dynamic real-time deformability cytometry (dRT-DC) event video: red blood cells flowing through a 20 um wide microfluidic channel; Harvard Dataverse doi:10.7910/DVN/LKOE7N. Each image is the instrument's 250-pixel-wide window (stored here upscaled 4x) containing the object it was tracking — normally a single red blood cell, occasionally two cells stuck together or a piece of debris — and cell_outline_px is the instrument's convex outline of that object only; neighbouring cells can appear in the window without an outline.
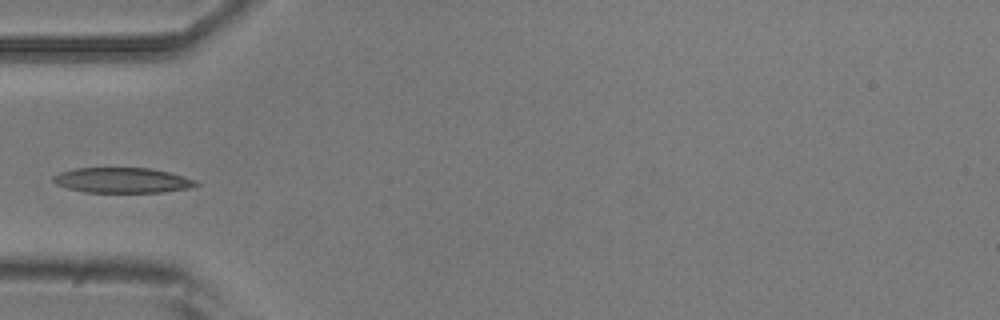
{"species": "common noctule bat (a hibernating species)", "species_latin": "Nyctalus noctula", "temperature_condition": "room temperature", "stored_images_in_passage": 6, "camera_frame_rate_fps": 3000, "um_per_image_px": 0.085, "animal": {"sex": "male", "body_mass_g": 20.5, "forearm_length_mm": 52.5}, "frame": {"image": 1, "passage_image": 5, "time_ms": 4.667, "image_size_px": [1000, 320], "cell_outline_px": [[200, 184], [188, 188], [160, 192], [84, 192], [68, 188], [56, 184], [52, 180], [52, 176], [60, 172], [76, 168], [148, 168], [168, 172], [184, 176], [196, 180]], "centroid_in_image_um": [10.37, 15.32], "position_along_channel_um": 74.6, "area_um2": 20.87}}
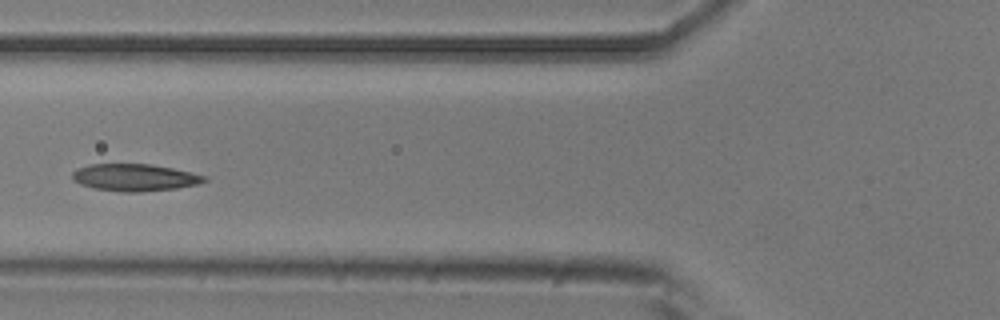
{"frame": {"image": 2, "passage_image": 6, "time_ms": 5.667, "image_size_px": [1000, 320], "cell_outline_px": [[208, 180], [196, 184], [176, 188], [140, 192], [120, 192], [92, 188], [80, 184], [72, 180], [72, 172], [76, 168], [88, 164], [152, 164], [172, 168], [208, 176]], "centroid_in_image_um": [11.41, 15.08], "position_along_channel_um": 114.4, "area_um2": 21.04}}